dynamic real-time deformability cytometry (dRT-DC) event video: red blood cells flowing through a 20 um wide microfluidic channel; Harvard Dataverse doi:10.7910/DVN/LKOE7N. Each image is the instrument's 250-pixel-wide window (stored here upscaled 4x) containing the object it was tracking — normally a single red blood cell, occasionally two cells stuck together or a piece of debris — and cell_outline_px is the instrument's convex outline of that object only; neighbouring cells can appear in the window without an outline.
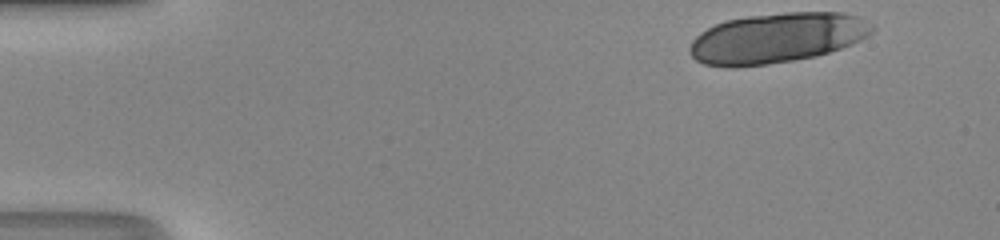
{"species": "human", "species_latin": "Homo sapiens", "temperature_condition": "room temperature", "stored_images_in_passage": 14, "camera_frame_rate_fps": 3000, "um_per_image_px": 0.085, "donor": {"sex": "male"}, "frame": {"image": 1, "passage_image": 1, "time_ms": 0.0, "image_size_px": [1000, 240], "cell_outline_px": [[876, 28], [868, 36], [852, 44], [816, 56], [768, 64], [736, 68], [728, 68], [704, 64], [696, 60], [688, 52], [688, 48], [692, 40], [700, 32], [716, 24], [728, 20], [748, 16], [788, 12], [840, 12], [856, 16]], "centroid_in_image_um": [65.99, 3.24], "position_along_channel_um": 19.0, "area_um2": 53.29}}